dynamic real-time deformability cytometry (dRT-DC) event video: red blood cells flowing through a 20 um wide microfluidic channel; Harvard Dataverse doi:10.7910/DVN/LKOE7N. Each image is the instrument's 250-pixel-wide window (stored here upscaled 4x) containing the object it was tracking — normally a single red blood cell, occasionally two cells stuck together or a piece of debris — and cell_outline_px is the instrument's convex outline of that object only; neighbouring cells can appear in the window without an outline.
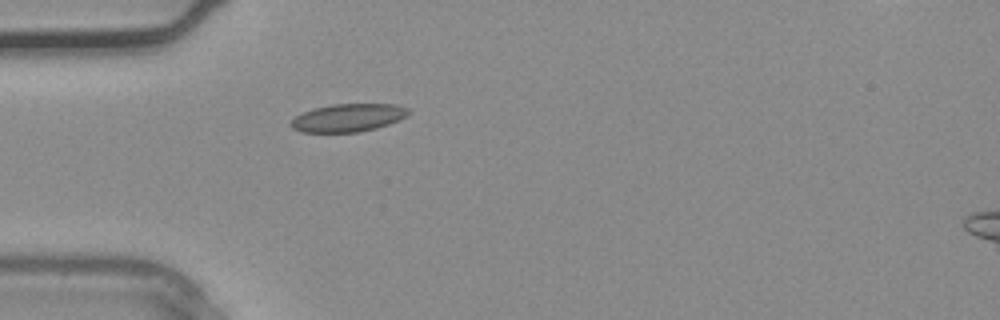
{"species": "common noctule bat (a hibernating species)", "species_latin": "Nyctalus noctula", "temperature_condition": "warm", "stored_images_in_passage": 3, "segment_of_instrument_passage": [1, 2], "camera_frame_rate_fps": 3000, "um_per_image_px": 0.085, "animal": {"sex": "male", "body_mass_g": 20.4}, "frame": {"image": 1, "passage_image": 2, "time_ms": 0.333, "image_size_px": [1000, 320], "cell_outline_px": [[412, 112], [388, 124], [376, 128], [356, 132], [300, 132], [292, 128], [288, 124], [296, 116], [312, 108], [332, 104], [396, 104], [408, 108]], "centroid_in_image_um": [29.55, 10.0], "position_along_channel_um": 55.4, "area_um2": 19.07}}